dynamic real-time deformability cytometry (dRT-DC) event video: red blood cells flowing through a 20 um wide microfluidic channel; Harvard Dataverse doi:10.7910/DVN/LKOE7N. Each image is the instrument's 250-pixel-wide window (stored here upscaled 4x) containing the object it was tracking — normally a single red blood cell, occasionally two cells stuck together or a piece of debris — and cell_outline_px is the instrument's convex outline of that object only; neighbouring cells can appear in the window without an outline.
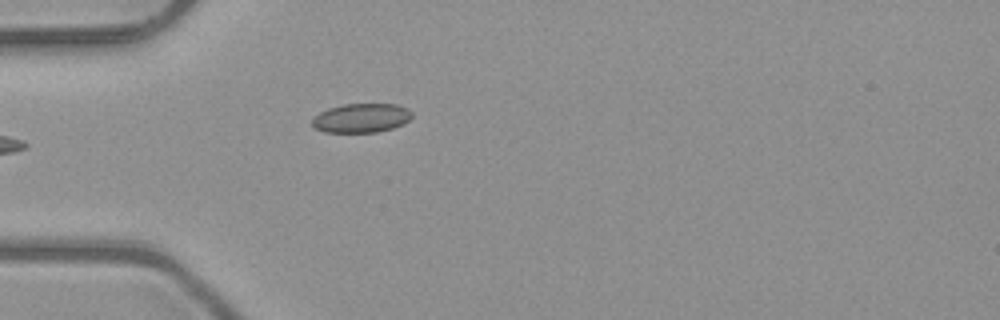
{"species": "common noctule bat (a hibernating species)", "species_latin": "Nyctalus noctula", "temperature_condition": "room temperature", "stored_images_in_passage": 23, "camera_frame_rate_fps": 3000, "um_per_image_px": 0.085, "animal": {"sex": "male", "body_mass_g": 23.1, "forearm_length_mm": 52.7}, "frame": {"image": 1, "passage_image": 1, "time_ms": 0.0, "image_size_px": [1000, 320], "cell_outline_px": [[412, 116], [404, 124], [392, 128], [376, 132], [324, 132], [316, 128], [312, 124], [312, 120], [320, 112], [328, 108], [344, 104], [396, 104], [408, 108], [412, 112]], "centroid_in_image_um": [30.73, 10.02], "position_along_channel_um": 54.3, "area_um2": 16.88}}